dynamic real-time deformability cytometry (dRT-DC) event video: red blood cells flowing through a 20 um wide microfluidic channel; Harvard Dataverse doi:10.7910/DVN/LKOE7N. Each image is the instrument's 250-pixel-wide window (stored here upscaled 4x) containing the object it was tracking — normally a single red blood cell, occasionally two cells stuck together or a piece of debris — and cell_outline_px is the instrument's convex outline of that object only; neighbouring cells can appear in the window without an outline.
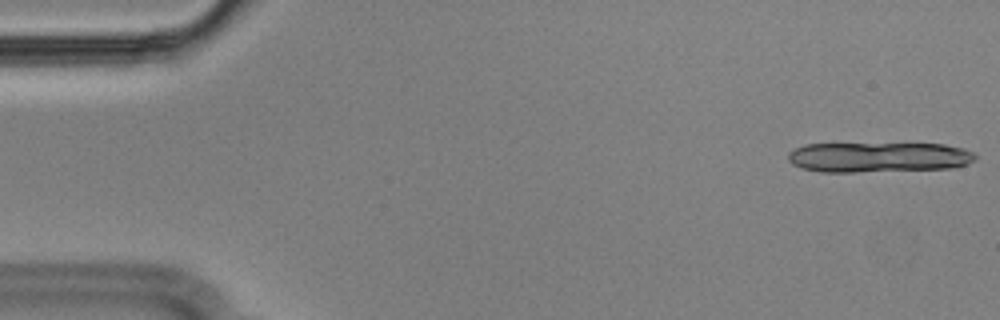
{"species": "Egyptian fruit bat (a non-hibernating species)", "species_latin": "Rousettus aegyptiacus", "temperature_condition": "cold", "stored_images_in_passage": 11, "camera_frame_rate_fps": 3000, "um_per_image_px": 0.085, "animal": {"sex": "male"}, "frame": {"image": 1, "passage_image": 1, "time_ms": 0.0, "image_size_px": [1000, 320], "cell_outline_px": [[976, 160], [968, 164], [952, 168], [856, 172], [820, 172], [804, 168], [792, 164], [788, 160], [788, 152], [804, 144], [944, 144], [964, 148], [976, 152]], "centroid_in_image_um": [74.72, 13.36], "position_along_channel_um": 10.3, "area_um2": 33.06}}